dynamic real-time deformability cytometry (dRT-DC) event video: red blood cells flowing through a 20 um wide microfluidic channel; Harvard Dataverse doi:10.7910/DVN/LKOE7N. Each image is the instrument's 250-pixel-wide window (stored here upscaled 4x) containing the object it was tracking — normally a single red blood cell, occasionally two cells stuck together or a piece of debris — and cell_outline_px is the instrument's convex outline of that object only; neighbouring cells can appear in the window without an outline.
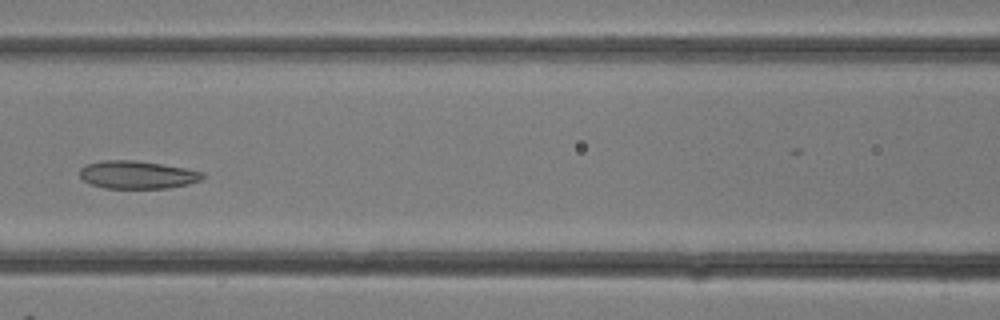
{"species": "common noctule bat (a hibernating species)", "species_latin": "Nyctalus noctula", "temperature_condition": "room temperature", "stored_images_in_passage": 19, "camera_frame_rate_fps": 3000, "um_per_image_px": 0.085, "animal": {"sex": "female"}, "frame": {"image": 1, "passage_image": 13, "time_ms": 4.0, "image_size_px": [1000, 320], "cell_outline_px": [[204, 176], [200, 180], [188, 184], [168, 188], [104, 188], [92, 184], [84, 180], [80, 176], [80, 168], [88, 164], [104, 160], [136, 160], [184, 168], [204, 172]], "centroid_in_image_um": [11.67, 14.85], "position_along_channel_um": 154.9, "area_um2": 19.77}}
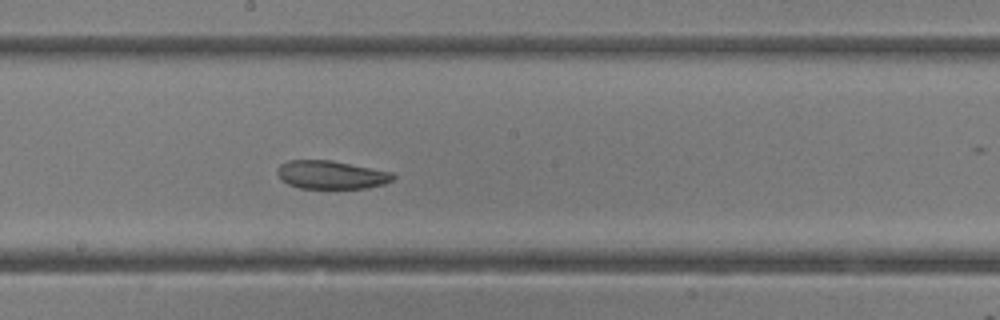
{"frame": {"image": 2, "passage_image": 16, "time_ms": 5.0, "image_size_px": [1000, 320], "cell_outline_px": [[396, 176], [392, 180], [384, 184], [368, 188], [300, 188], [288, 184], [280, 180], [276, 172], [276, 168], [280, 164], [288, 160], [332, 160], [396, 172]], "centroid_in_image_um": [28.17, 14.85], "position_along_channel_um": 220.0, "area_um2": 19.48}}
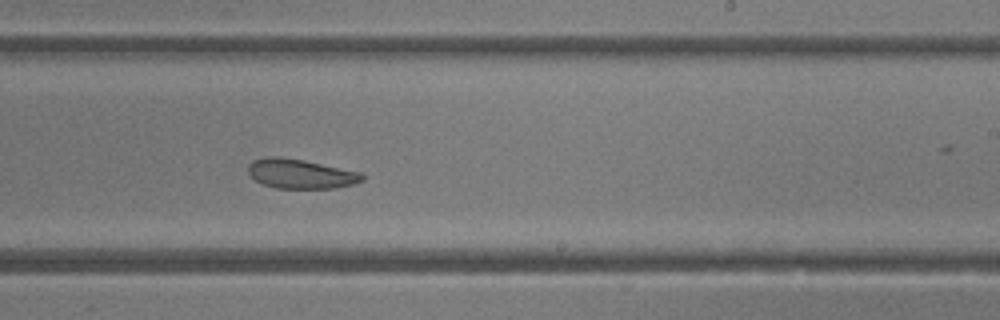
{"frame": {"image": 3, "passage_image": 18, "time_ms": 5.667, "image_size_px": [1000, 320], "cell_outline_px": [[364, 180], [356, 184], [336, 188], [276, 188], [264, 184], [256, 180], [248, 172], [248, 164], [252, 160], [264, 156], [276, 156], [304, 160], [360, 172], [364, 176]], "centroid_in_image_um": [25.56, 14.77], "position_along_channel_um": 263.4, "area_um2": 19.65}}